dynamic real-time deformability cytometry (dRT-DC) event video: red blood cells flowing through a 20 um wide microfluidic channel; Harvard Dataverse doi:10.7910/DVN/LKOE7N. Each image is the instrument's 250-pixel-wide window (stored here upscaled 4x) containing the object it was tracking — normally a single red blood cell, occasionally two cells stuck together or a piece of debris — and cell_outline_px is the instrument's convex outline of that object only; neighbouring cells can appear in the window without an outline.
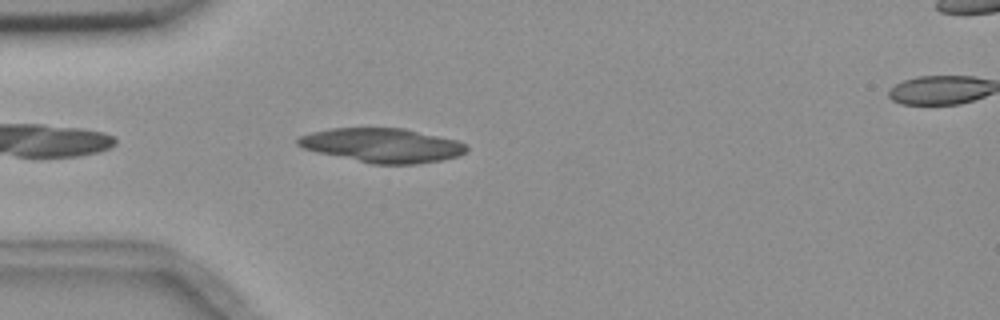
{"species": "common noctule bat (a hibernating species)", "species_latin": "Nyctalus noctula", "temperature_condition": "room temperature", "stored_images_in_passage": 5, "segment_of_instrument_passage": [1, 2], "camera_frame_rate_fps": 3000, "um_per_image_px": 0.085, "animal": {"sex": "female", "body_mass_g": 18.4}, "frame": {"image": 1, "passage_image": 4, "time_ms": 3.667, "image_size_px": [1000, 320], "cell_outline_px": [[468, 148], [464, 152], [456, 156], [440, 160], [416, 164], [372, 164], [316, 152], [304, 148], [296, 144], [296, 140], [300, 136], [312, 132], [332, 128], [404, 128], [456, 140], [464, 144]], "centroid_in_image_um": [32.45, 12.35], "position_along_channel_um": 52.5, "area_um2": 33.35}}